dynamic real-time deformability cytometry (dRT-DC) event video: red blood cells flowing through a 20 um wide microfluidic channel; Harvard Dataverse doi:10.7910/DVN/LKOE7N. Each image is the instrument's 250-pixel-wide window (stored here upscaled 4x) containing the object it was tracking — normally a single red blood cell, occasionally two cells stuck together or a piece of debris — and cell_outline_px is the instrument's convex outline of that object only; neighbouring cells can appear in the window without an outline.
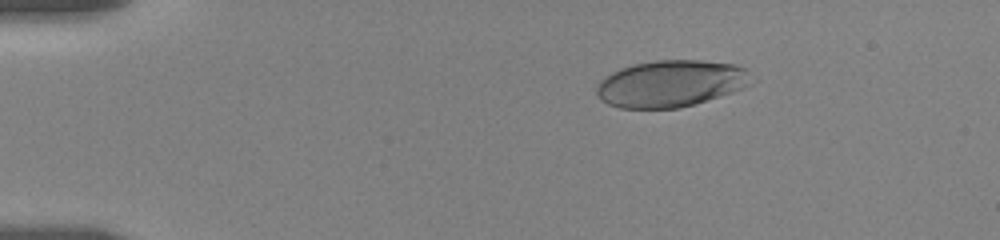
{"species": "human", "species_latin": "Homo sapiens", "temperature_condition": "room temperature", "stored_images_in_passage": 33, "camera_frame_rate_fps": 3000, "um_per_image_px": 0.085, "donor": {"sex": "female"}, "frame": {"image": 1, "passage_image": 5, "time_ms": 3.0, "image_size_px": [1000, 240], "cell_outline_px": [[756, 80], [732, 92], [680, 108], [620, 108], [608, 104], [600, 100], [596, 92], [596, 88], [600, 80], [604, 76], [620, 68], [632, 64], [656, 60], [700, 60], [736, 64], [748, 68]], "centroid_in_image_um": [57.03, 7.09], "position_along_channel_um": 28.0, "area_um2": 42.48}}
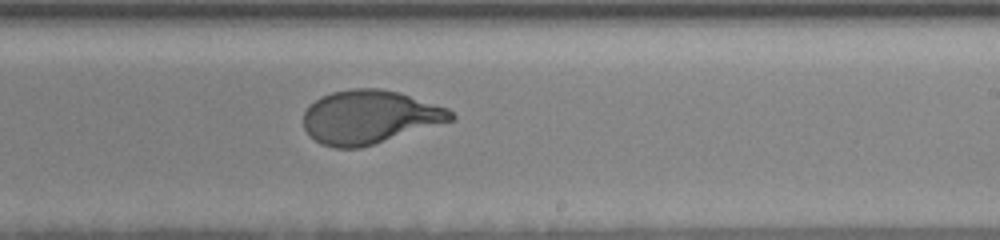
{"frame": {"image": 2, "passage_image": 19, "time_ms": 11.667, "image_size_px": [1000, 240], "cell_outline_px": [[456, 120], [360, 148], [332, 148], [320, 144], [304, 128], [304, 112], [320, 96], [332, 92], [352, 88], [380, 88], [400, 92], [448, 108], [456, 116]], "centroid_in_image_um": [31.45, 9.94], "position_along_channel_um": 257.6, "area_um2": 46.12}}
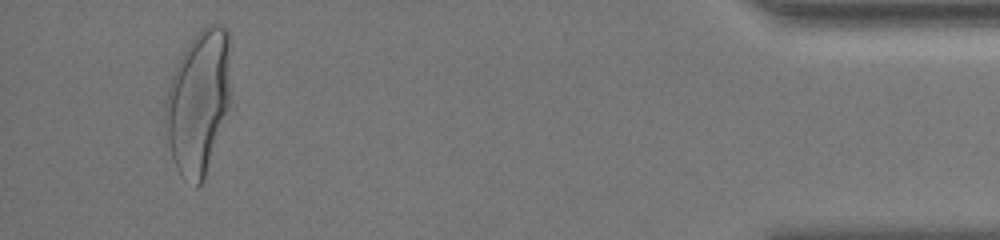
{"frame": {"image": 3, "passage_image": 32, "time_ms": 18.0, "image_size_px": [1000, 240], "cell_outline_px": [[228, 108], [204, 180], [196, 188], [184, 180], [180, 176], [176, 168], [172, 156], [168, 140], [164, 116], [164, 96], [176, 64], [188, 44], [196, 32], [200, 28], [208, 24], [224, 24], [228, 28]], "centroid_in_image_um": [16.82, 8.67], "position_along_channel_um": 418.4, "area_um2": 54.62}, "authors_computed_cell_mechanics": {"area_um2": 46.1822, "velocity_mm_per_s": 3.4947, "shape_relaxation_time_tau1_ms": 4.7397, "shape_relaxation_time_tau2_ms": null, "deformation_change_tau1": 0.2164, "deformation_change_tau2": null}}